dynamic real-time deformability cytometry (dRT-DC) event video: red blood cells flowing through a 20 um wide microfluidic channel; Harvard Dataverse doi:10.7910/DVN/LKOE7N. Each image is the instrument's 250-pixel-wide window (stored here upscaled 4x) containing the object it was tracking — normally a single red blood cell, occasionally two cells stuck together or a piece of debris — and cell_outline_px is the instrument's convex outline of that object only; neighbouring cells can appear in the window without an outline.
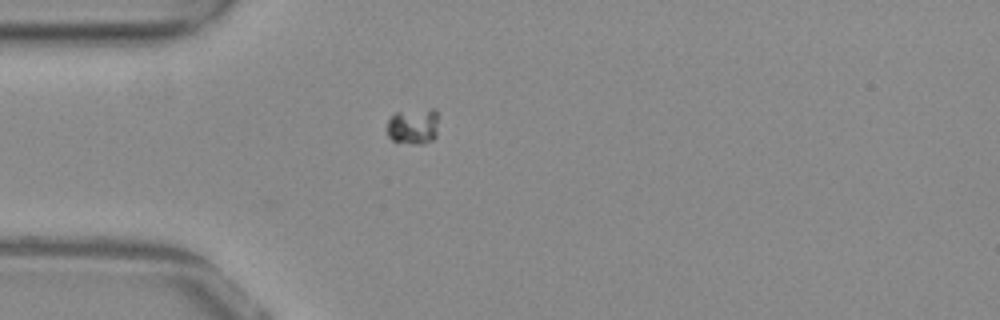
{"species": "common noctule bat (a hibernating species)", "species_latin": "Nyctalus noctula", "temperature_condition": "warm", "stored_images_in_passage": 9, "camera_frame_rate_fps": 3000, "um_per_image_px": 0.085, "animal": {"sex": "female", "body_mass_g": 29.2, "forearm_length_mm": 56.3}, "frame": {"image": 1, "passage_image": 1, "time_ms": 0.0, "image_size_px": [1000, 320], "cell_outline_px": [[436, 136], [432, 140], [420, 144], [416, 144], [392, 140], [388, 136], [388, 120], [396, 112], [432, 108], [436, 108]], "centroid_in_image_um": [35.12, 10.72], "position_along_channel_um": 49.9, "area_um2": 10.64}}
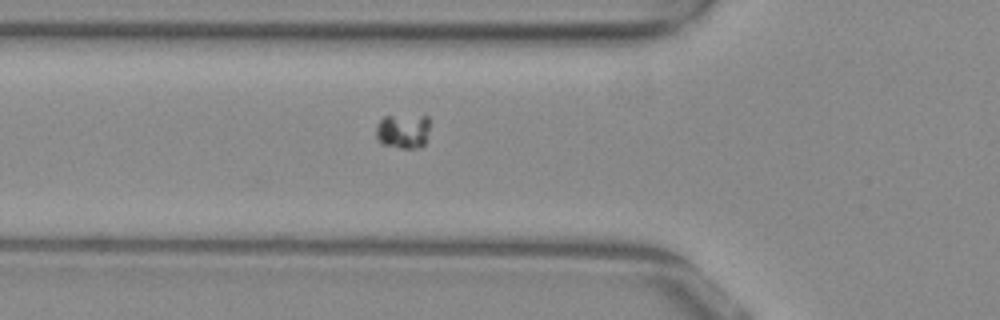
{"frame": {"image": 2, "passage_image": 5, "time_ms": 1.333, "image_size_px": [1000, 320], "cell_outline_px": [[428, 128], [424, 144], [420, 148], [400, 148], [380, 144], [376, 136], [376, 124], [384, 116], [428, 116]], "centroid_in_image_um": [34.22, 11.16], "position_along_channel_um": 91.6, "area_um2": 10.87}}
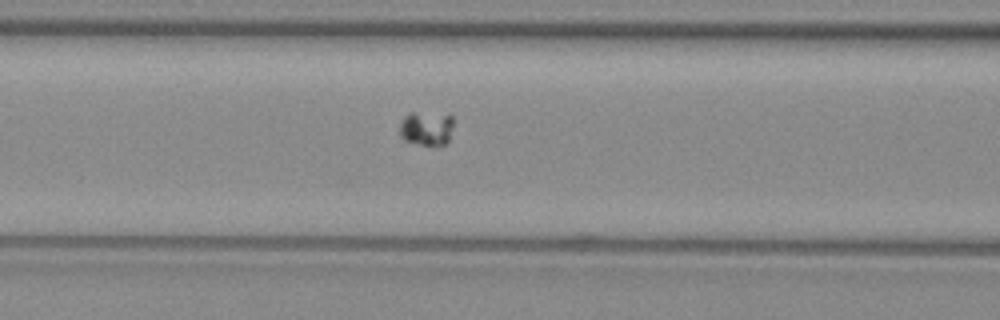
{"frame": {"image": 3, "passage_image": 8, "time_ms": 2.333, "image_size_px": [1000, 320], "cell_outline_px": [[452, 124], [448, 144], [432, 148], [404, 140], [400, 136], [400, 124], [404, 116], [408, 112], [448, 112], [452, 116]], "centroid_in_image_um": [36.28, 10.91], "position_along_channel_um": 130.3, "area_um2": 11.44}}